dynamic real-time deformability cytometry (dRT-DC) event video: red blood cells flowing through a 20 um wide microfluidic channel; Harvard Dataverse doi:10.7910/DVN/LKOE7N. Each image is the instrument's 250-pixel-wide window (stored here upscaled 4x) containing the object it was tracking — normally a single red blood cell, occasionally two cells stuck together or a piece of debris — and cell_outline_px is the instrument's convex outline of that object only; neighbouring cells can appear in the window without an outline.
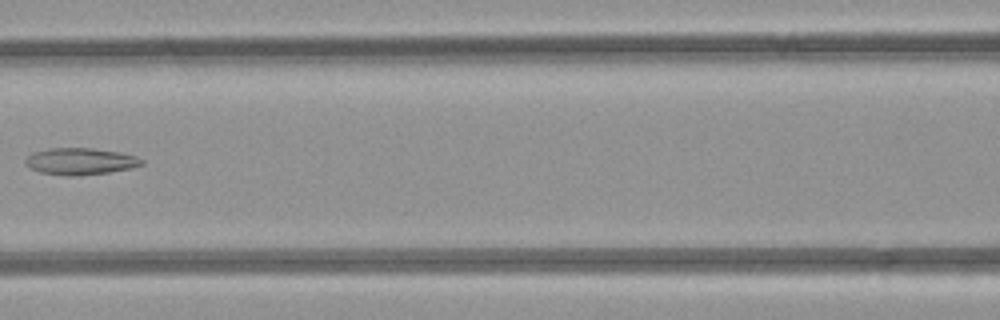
{"species": "common noctule bat (a hibernating species)", "species_latin": "Nyctalus noctula", "temperature_condition": "room temperature", "stored_images_in_passage": 7, "camera_frame_rate_fps": 3000, "um_per_image_px": 0.085, "animal": {"sex": "female", "body_mass_g": 21.9}, "frame": {"image": 1, "passage_image": 7, "time_ms": 7.333, "image_size_px": [1000, 320], "cell_outline_px": [[144, 164], [132, 168], [108, 172], [76, 176], [64, 176], [40, 172], [28, 168], [24, 164], [24, 160], [32, 152], [48, 148], [92, 148], [120, 152], [136, 156], [144, 160]], "centroid_in_image_um": [6.8, 13.71], "position_along_channel_um": 159.8, "area_um2": 18.38}}